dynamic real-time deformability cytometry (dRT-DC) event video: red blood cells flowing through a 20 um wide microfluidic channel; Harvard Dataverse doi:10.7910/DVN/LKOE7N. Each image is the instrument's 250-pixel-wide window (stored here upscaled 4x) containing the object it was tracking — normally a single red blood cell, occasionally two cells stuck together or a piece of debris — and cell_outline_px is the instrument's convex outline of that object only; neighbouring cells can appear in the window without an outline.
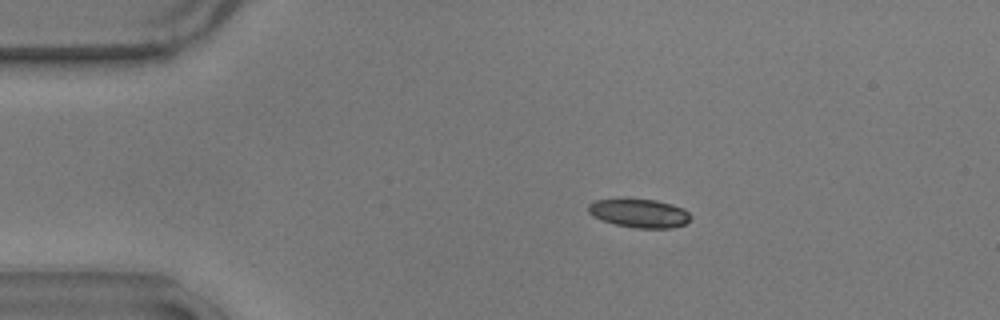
{"species": "common noctule bat (a hibernating species)", "species_latin": "Nyctalus noctula", "temperature_condition": "warm", "stored_images_in_passage": 47, "camera_frame_rate_fps": 3000, "um_per_image_px": 0.085, "animal": {"sex": "male", "body_mass_g": 17.9}, "frame": {"image": 1, "passage_image": 2, "time_ms": 0.333, "image_size_px": [1000, 320], "cell_outline_px": [[692, 216], [684, 224], [672, 228], [636, 228], [616, 224], [600, 220], [592, 216], [588, 212], [588, 204], [596, 200], [656, 200], [672, 204], [684, 208]], "centroid_in_image_um": [54.35, 18.14], "position_along_channel_um": 30.7, "area_um2": 16.88}}
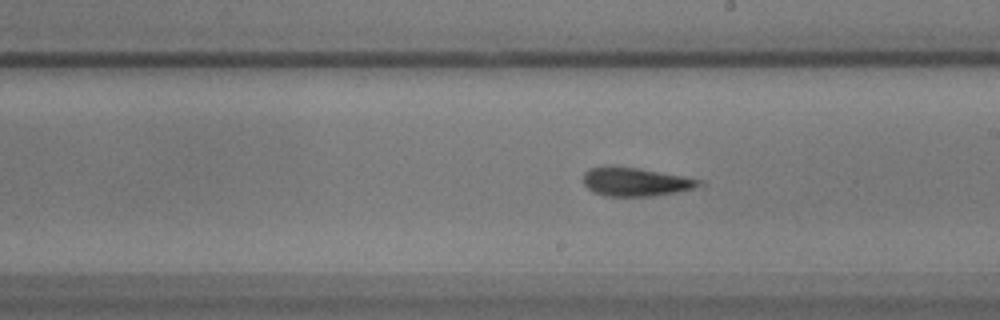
{"frame": {"image": 2, "passage_image": 23, "time_ms": 7.333, "image_size_px": [1000, 320], "cell_outline_px": [[704, 184], [692, 188], [676, 192], [652, 196], [604, 196], [592, 192], [584, 184], [584, 172], [588, 168], [612, 164], [640, 168], [684, 176], [704, 180]], "centroid_in_image_um": [53.99, 15.43], "position_along_channel_um": 235.0, "area_um2": 19.71}}
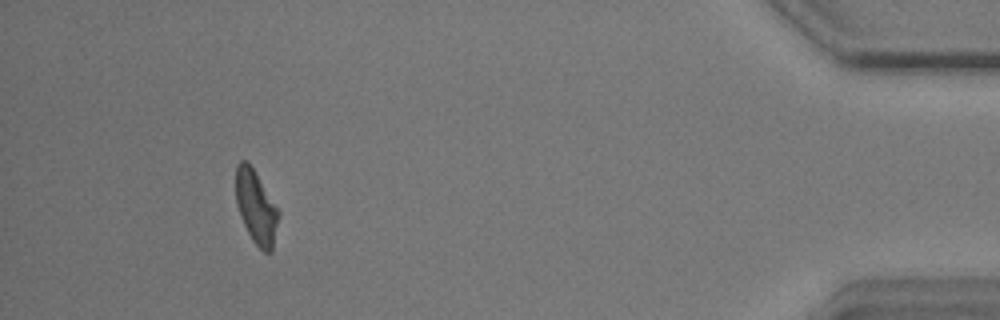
{"frame": {"image": 3, "passage_image": 43, "time_ms": 14.0, "image_size_px": [1000, 320], "cell_outline_px": [[280, 216], [272, 252], [264, 252], [252, 240], [240, 216], [236, 204], [236, 164], [240, 160], [248, 160], [280, 212]], "centroid_in_image_um": [21.77, 17.6], "position_along_channel_um": 413.4, "area_um2": 18.32}, "authors_computed_cell_mechanics": {"area_um2": 18.6116, "velocity_mm_per_s": 3.6295, "shape_relaxation_time_tau1_ms": 8.0283, "shape_relaxation_time_tau2_ms": 2.9573, "deformation_change_tau1": 0.1788, "deformation_change_tau2": 0.1191}}